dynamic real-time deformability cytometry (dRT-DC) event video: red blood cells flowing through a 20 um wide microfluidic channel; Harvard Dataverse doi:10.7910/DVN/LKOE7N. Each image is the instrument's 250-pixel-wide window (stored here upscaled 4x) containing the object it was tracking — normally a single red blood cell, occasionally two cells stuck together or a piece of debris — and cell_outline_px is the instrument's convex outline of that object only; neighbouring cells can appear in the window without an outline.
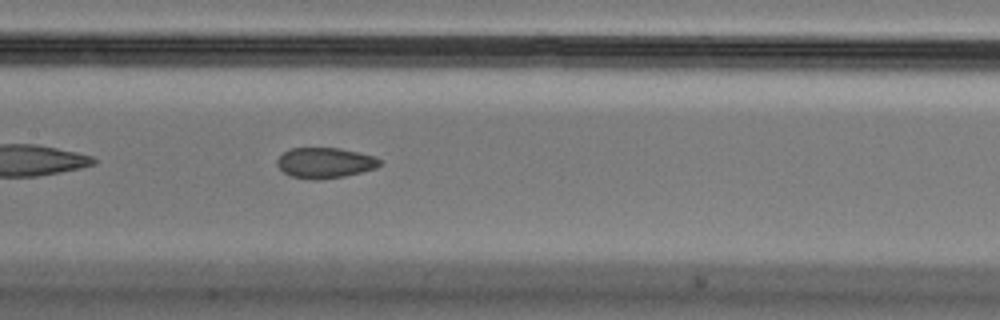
{"species": "Egyptian fruit bat (a non-hibernating species)", "species_latin": "Rousettus aegyptiacus", "temperature_condition": "cold", "stored_images_in_passage": 40, "segment_of_instrument_passage": [1, 2], "camera_frame_rate_fps": 3000, "um_per_image_px": 0.085, "animal": {"sex": "male"}, "frame": {"image": 1, "passage_image": 12, "time_ms": 3.667, "image_size_px": [1000, 320], "cell_outline_px": [[384, 160], [376, 168], [344, 176], [320, 180], [312, 180], [292, 176], [284, 172], [276, 164], [276, 160], [284, 152], [292, 148], [340, 148], [376, 156]], "centroid_in_image_um": [27.65, 13.84], "position_along_channel_um": 179.8, "area_um2": 18.32}}